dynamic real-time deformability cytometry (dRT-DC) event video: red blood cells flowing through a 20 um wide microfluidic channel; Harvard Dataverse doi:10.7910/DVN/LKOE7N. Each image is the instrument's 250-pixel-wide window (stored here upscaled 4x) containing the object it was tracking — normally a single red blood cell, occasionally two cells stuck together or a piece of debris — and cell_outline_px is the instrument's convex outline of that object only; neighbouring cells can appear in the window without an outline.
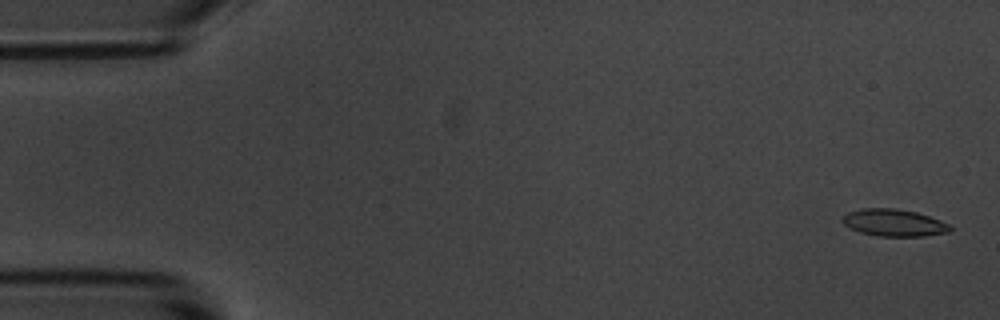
{"species": "common noctule bat (a hibernating species)", "species_latin": "Nyctalus noctula", "temperature_condition": "room temperature", "stored_images_in_passage": 13, "camera_frame_rate_fps": 3000, "um_per_image_px": 0.085, "animal": {"sex": "male", "body_mass_g": 20.1, "forearm_length_mm": 53.5}, "frame": {"image": 1, "passage_image": 2, "time_ms": 0.333, "image_size_px": [1000, 320], "cell_outline_px": [[952, 228], [948, 232], [924, 236], [880, 236], [860, 232], [844, 224], [840, 220], [840, 216], [848, 212], [860, 208], [896, 208], [916, 212], [940, 220], [948, 224]], "centroid_in_image_um": [75.94, 18.92], "position_along_channel_um": 9.1, "area_um2": 16.99}}